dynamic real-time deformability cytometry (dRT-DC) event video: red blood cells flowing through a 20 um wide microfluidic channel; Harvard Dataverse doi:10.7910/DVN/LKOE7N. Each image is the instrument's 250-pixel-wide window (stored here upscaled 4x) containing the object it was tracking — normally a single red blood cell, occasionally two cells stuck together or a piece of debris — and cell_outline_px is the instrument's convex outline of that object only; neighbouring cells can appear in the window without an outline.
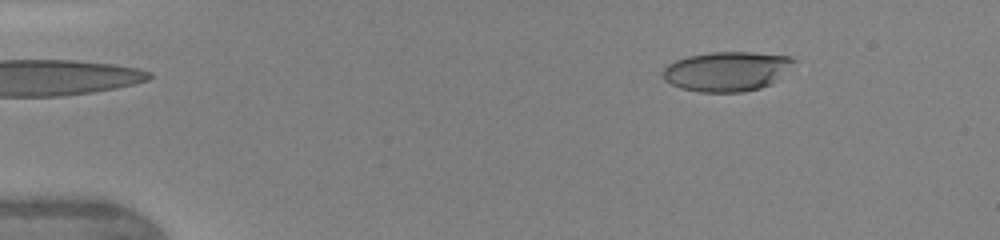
{"species": "human", "species_latin": "Homo sapiens", "temperature_condition": "warm", "stored_images_in_passage": 46, "camera_frame_rate_fps": 3000, "um_per_image_px": 0.085, "donor": {"sex": "female"}, "frame": {"image": 1, "passage_image": 7, "time_ms": 2.0, "image_size_px": [1000, 240], "cell_outline_px": [[796, 60], [772, 84], [760, 88], [744, 92], [700, 92], [680, 88], [664, 80], [664, 68], [668, 64], [676, 60], [688, 56], [712, 52], [752, 52], [792, 56]], "centroid_in_image_um": [61.78, 6.06], "position_along_channel_um": 23.2, "area_um2": 30.11}}
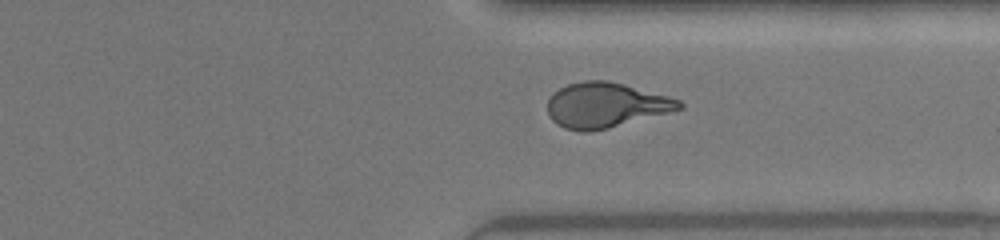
{"frame": {"image": 2, "passage_image": 36, "time_ms": 11.667, "image_size_px": [1000, 240], "cell_outline_px": [[684, 108], [608, 128], [588, 132], [580, 132], [564, 128], [556, 124], [552, 120], [548, 112], [548, 100], [552, 92], [568, 84], [584, 80], [608, 80], [624, 84], [668, 96], [680, 100], [684, 104]], "centroid_in_image_um": [51.46, 8.93], "position_along_channel_um": 359.9, "area_um2": 34.56}}
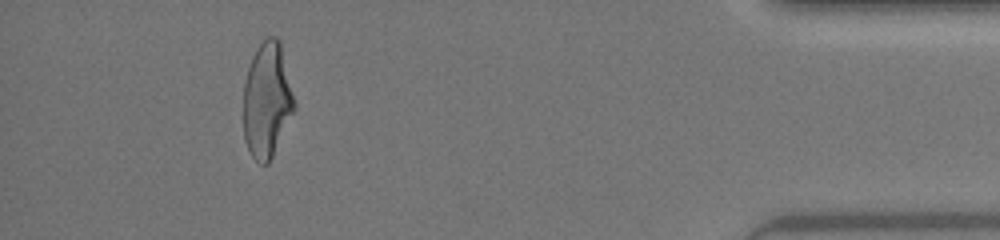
{"frame": {"image": 3, "passage_image": 43, "time_ms": 14.0, "image_size_px": [1000, 240], "cell_outline_px": [[296, 108], [268, 164], [260, 164], [252, 156], [244, 140], [244, 80], [252, 56], [256, 48], [268, 36], [276, 36], [280, 40], [296, 104]], "centroid_in_image_um": [22.7, 8.49], "position_along_channel_um": 412.5, "area_um2": 34.22}, "authors_computed_cell_mechanics": {"area_um2": 34.0731, "velocity_mm_per_s": 4.4285, "shape_relaxation_time_tau1_ms": 6.0175, "shape_relaxation_time_tau2_ms": 1.0934, "deformation_change_tau1": 0.2541, "deformation_change_tau2": 0.102}}